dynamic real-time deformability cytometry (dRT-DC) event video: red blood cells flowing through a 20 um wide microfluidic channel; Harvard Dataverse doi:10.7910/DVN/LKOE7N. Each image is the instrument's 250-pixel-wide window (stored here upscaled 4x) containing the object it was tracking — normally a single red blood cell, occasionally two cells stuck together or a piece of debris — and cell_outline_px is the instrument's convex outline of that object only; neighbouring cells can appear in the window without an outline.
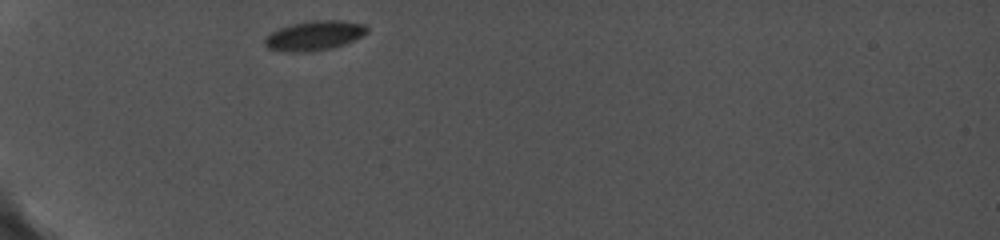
{"species": "common noctule bat (a hibernating species)", "species_latin": "Nyctalus noctula", "temperature_condition": "cold", "stored_images_in_passage": 25, "camera_frame_rate_fps": 5000, "um_per_image_px": 0.085, "animal": {"sex": "female", "body_mass_g": 19.0, "forearm_length_mm": 56.7}, "frame": {"image": 1, "passage_image": 1, "time_ms": 0.0, "image_size_px": [1000, 240], "cell_outline_px": [[368, 32], [344, 44], [332, 48], [312, 52], [284, 52], [268, 48], [264, 44], [264, 40], [272, 32], [280, 28], [292, 24], [312, 20], [344, 20], [364, 24], [368, 28]], "centroid_in_image_um": [26.72, 3.03], "position_along_channel_um": 58.3, "area_um2": 17.63}}
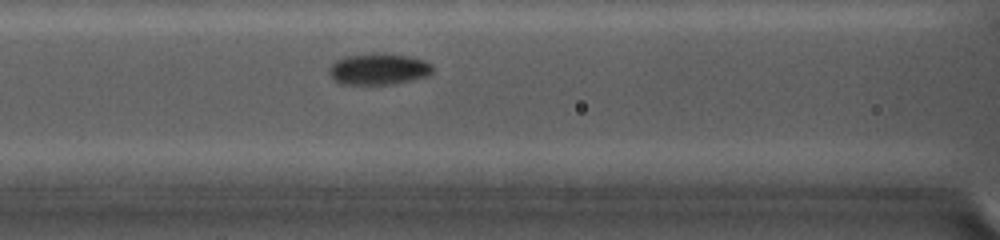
{"frame": {"image": 2, "passage_image": 8, "time_ms": 2.6, "image_size_px": [1000, 240], "cell_outline_px": [[432, 72], [428, 76], [392, 84], [340, 84], [328, 72], [328, 68], [336, 60], [344, 56], [372, 52], [384, 52], [408, 56], [424, 60], [432, 64]], "centroid_in_image_um": [32.17, 5.84], "position_along_channel_um": 134.4, "area_um2": 19.13}}
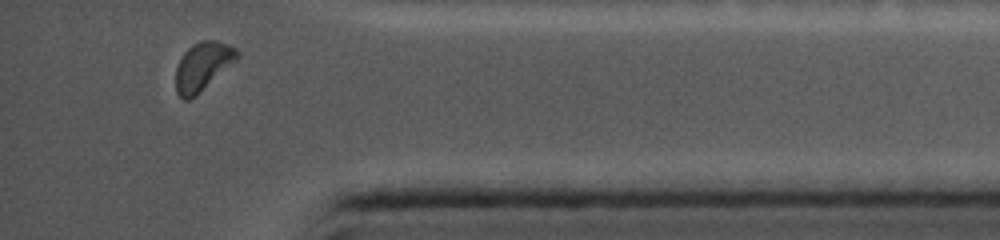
{"frame": {"image": 3, "passage_image": 23, "time_ms": 10.2, "image_size_px": [1000, 240], "cell_outline_px": [[240, 56], [236, 60], [196, 96], [188, 100], [184, 100], [176, 92], [176, 68], [180, 56], [192, 44], [200, 40], [216, 40], [228, 44], [236, 48], [240, 52]], "centroid_in_image_um": [17.23, 5.62], "position_along_channel_um": 418.0, "area_um2": 17.4}, "authors_computed_cell_mechanics": {"area_um2": 18.207, "velocity_mm_per_s": 3.7638, "shape_relaxation_time_tau1_ms": 1.6811, "shape_relaxation_time_tau2_ms": null, "deformation_change_tau1": 0.0694, "deformation_change_tau2": null}}